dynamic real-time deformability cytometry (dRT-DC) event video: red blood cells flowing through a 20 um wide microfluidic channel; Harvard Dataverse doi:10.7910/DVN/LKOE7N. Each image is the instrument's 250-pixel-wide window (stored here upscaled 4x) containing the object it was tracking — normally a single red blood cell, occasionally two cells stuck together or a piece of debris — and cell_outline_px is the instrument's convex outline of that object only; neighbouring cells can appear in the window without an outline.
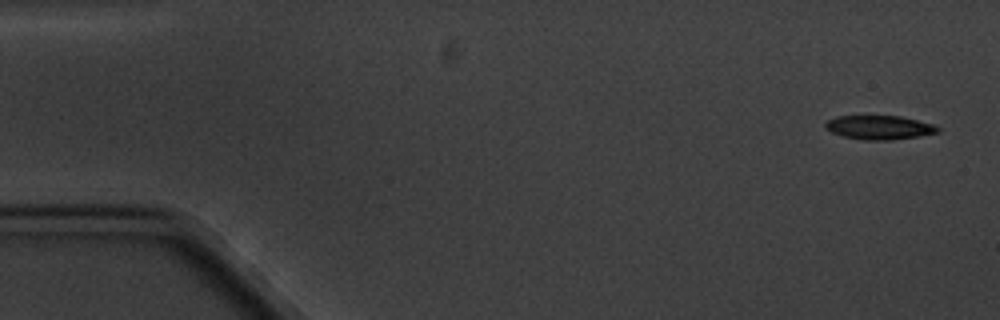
{"species": "common noctule bat (a hibernating species)", "species_latin": "Nyctalus noctula", "temperature_condition": "cold", "stored_images_in_passage": 4, "camera_frame_rate_fps": 3000, "um_per_image_px": 0.085, "animal": {"sex": "male", "body_mass_g": 20.1, "forearm_length_mm": 53.5}, "frame": {"image": 1, "passage_image": 1, "time_ms": 0.0, "image_size_px": [1000, 320], "cell_outline_px": [[940, 132], [920, 136], [892, 140], [860, 140], [844, 136], [832, 132], [824, 128], [824, 124], [828, 120], [836, 116], [900, 116], [932, 124], [940, 128]], "centroid_in_image_um": [74.73, 10.84], "position_along_channel_um": 10.3, "area_um2": 15.72}}
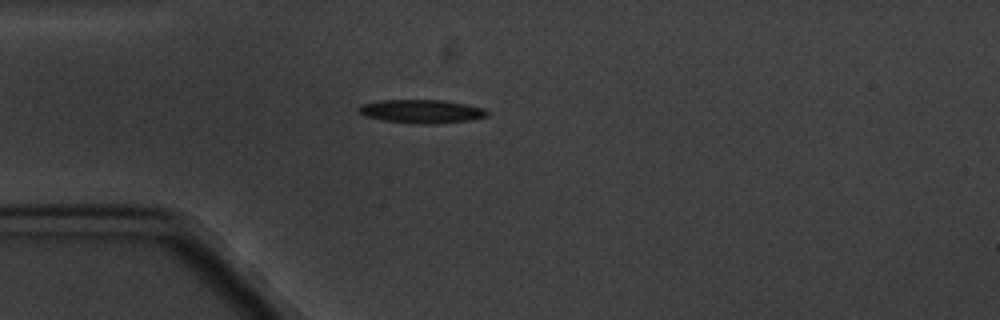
{"frame": {"image": 2, "passage_image": 4, "time_ms": 4.333, "image_size_px": [1000, 320], "cell_outline_px": [[488, 116], [468, 120], [432, 124], [424, 124], [384, 120], [364, 116], [356, 108], [360, 104], [380, 100], [440, 100], [464, 104], [484, 108], [488, 112]], "centroid_in_image_um": [35.79, 9.46], "position_along_channel_um": 49.2, "area_um2": 17.4}}